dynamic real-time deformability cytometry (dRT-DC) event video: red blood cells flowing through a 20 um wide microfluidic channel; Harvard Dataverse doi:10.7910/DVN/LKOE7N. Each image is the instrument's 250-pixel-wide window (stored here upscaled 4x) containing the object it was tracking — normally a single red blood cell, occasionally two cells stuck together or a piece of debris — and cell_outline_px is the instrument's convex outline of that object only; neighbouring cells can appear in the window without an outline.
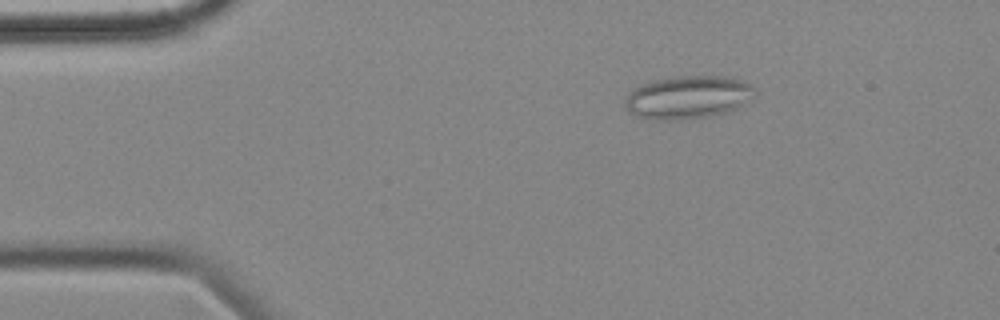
{"species": "common noctule bat (a hibernating species)", "species_latin": "Nyctalus noctula", "temperature_condition": "cold", "stored_images_in_passage": 56, "camera_frame_rate_fps": 3000, "um_per_image_px": 0.085, "animal": {"sex": "female", "body_mass_g": 18.4}, "frame": {"image": 1, "passage_image": 9, "time_ms": 2.667, "image_size_px": [1000, 320], "cell_outline_px": [[756, 96], [736, 108], [712, 116], [680, 120], [652, 120], [636, 116], [628, 112], [624, 108], [624, 100], [628, 92], [640, 84], [656, 80], [676, 76], [724, 76], [740, 80], [756, 88]], "centroid_in_image_um": [58.43, 8.28], "position_along_channel_um": 26.6, "area_um2": 32.89}}
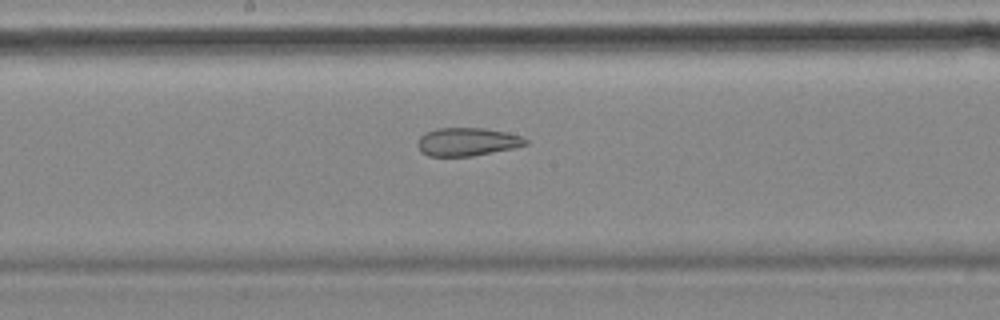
{"frame": {"image": 2, "passage_image": 29, "time_ms": 9.333, "image_size_px": [1000, 320], "cell_outline_px": [[528, 144], [512, 148], [472, 156], [428, 156], [420, 152], [416, 144], [420, 136], [424, 132], [436, 128], [484, 128], [524, 136], [528, 140]], "centroid_in_image_um": [39.67, 12.05], "position_along_channel_um": 208.5, "area_um2": 17.86}}
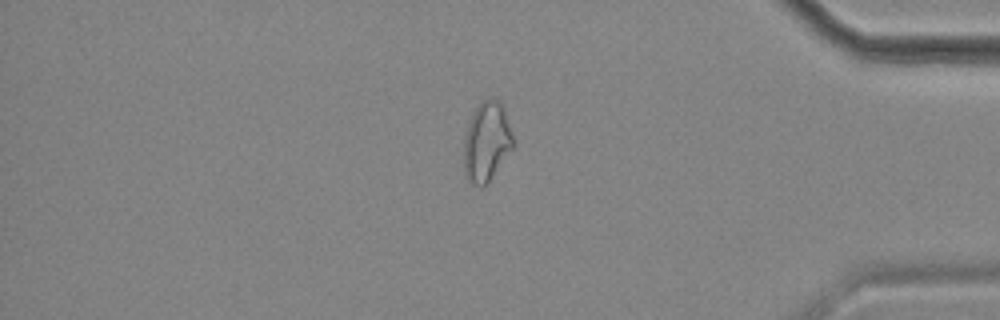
{"frame": {"image": 3, "passage_image": 47, "time_ms": 15.333, "image_size_px": [1000, 320], "cell_outline_px": [[516, 144], [488, 180], [484, 184], [472, 184], [464, 176], [464, 136], [472, 112], [484, 100], [492, 96], [496, 96], [500, 100], [504, 108]], "centroid_in_image_um": [41.37, 11.97], "position_along_channel_um": 393.8, "area_um2": 22.83}, "authors_computed_cell_mechanics": {"area_um2": 23.4668, "velocity_mm_per_s": 3.5752, "shape_relaxation_time_tau1_ms": null, "shape_relaxation_time_tau2_ms": 2.0262, "deformation_change_tau1": null, "deformation_change_tau2": 0.0935}}